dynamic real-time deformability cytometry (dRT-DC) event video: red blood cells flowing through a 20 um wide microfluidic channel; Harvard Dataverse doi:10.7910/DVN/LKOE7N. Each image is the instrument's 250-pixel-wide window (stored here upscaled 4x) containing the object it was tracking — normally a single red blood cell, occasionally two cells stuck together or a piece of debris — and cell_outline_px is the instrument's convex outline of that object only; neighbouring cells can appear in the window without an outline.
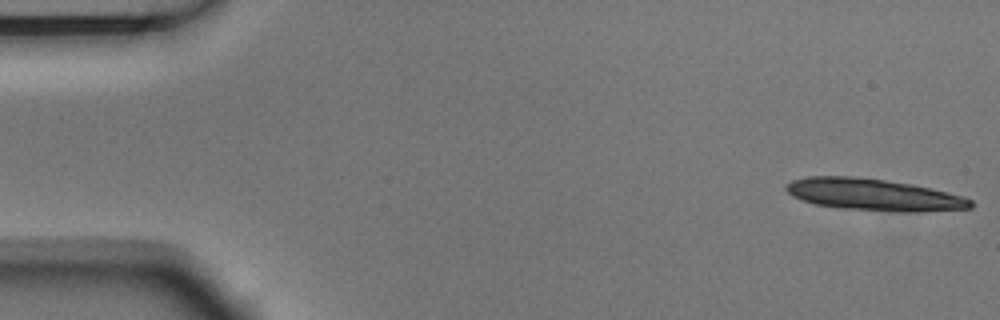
{"species": "Egyptian fruit bat (a non-hibernating species)", "species_latin": "Rousettus aegyptiacus", "temperature_condition": "room temperature", "stored_images_in_passage": 5, "camera_frame_rate_fps": 3000, "um_per_image_px": 0.085, "animal": {"sex": "male"}, "frame": {"image": 1, "passage_image": 1, "time_ms": 0.0, "image_size_px": [1000, 320], "cell_outline_px": [[972, 208], [928, 212], [896, 212], [840, 208], [816, 204], [800, 200], [792, 196], [784, 188], [792, 180], [808, 176], [848, 176], [884, 180], [912, 184], [948, 192], [964, 196], [972, 200]], "centroid_in_image_um": [74.29, 16.56], "position_along_channel_um": 10.7, "area_um2": 34.39}}